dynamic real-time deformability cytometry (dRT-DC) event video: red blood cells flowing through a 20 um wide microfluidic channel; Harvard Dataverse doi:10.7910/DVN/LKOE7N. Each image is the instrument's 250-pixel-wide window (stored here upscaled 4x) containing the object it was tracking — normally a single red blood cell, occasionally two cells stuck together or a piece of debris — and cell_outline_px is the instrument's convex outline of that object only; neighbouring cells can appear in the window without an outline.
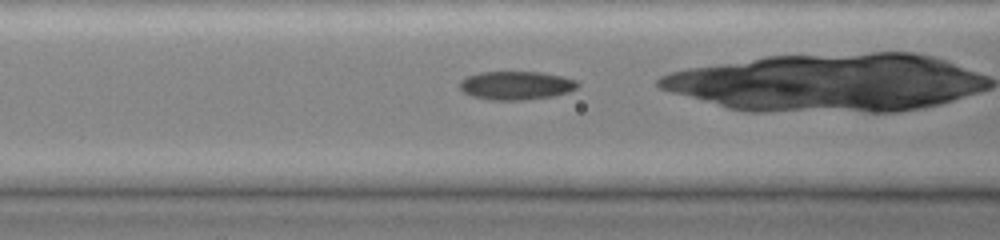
{"species": "common noctule bat (a hibernating species)", "species_latin": "Nyctalus noctula", "temperature_condition": "cold", "stored_images_in_passage": 32, "camera_frame_rate_fps": 3000, "um_per_image_px": 0.085, "animal": {"sex": "female", "body_mass_g": 19.0, "forearm_length_mm": 51.5}, "frame": {"image": 1, "passage_image": 10, "time_ms": 3.0, "image_size_px": [1000, 240], "cell_outline_px": [[580, 84], [576, 88], [568, 92], [552, 96], [524, 100], [488, 100], [472, 96], [464, 92], [460, 88], [460, 80], [468, 76], [480, 72], [540, 72], [564, 76], [576, 80]], "centroid_in_image_um": [43.88, 7.26], "position_along_channel_um": 122.7, "area_um2": 19.65}}
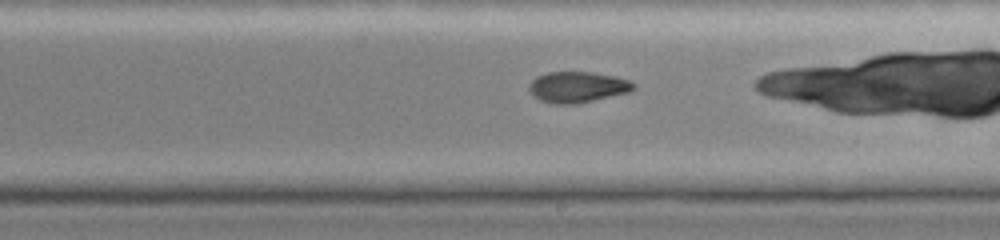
{"frame": {"image": 2, "passage_image": 19, "time_ms": 6.0, "image_size_px": [1000, 240], "cell_outline_px": [[636, 88], [628, 92], [576, 104], [552, 104], [540, 100], [532, 96], [528, 88], [528, 84], [536, 76], [548, 72], [592, 72], [616, 76], [632, 80], [636, 84]], "centroid_in_image_um": [49.08, 7.39], "position_along_channel_um": 239.9, "area_um2": 19.07}}